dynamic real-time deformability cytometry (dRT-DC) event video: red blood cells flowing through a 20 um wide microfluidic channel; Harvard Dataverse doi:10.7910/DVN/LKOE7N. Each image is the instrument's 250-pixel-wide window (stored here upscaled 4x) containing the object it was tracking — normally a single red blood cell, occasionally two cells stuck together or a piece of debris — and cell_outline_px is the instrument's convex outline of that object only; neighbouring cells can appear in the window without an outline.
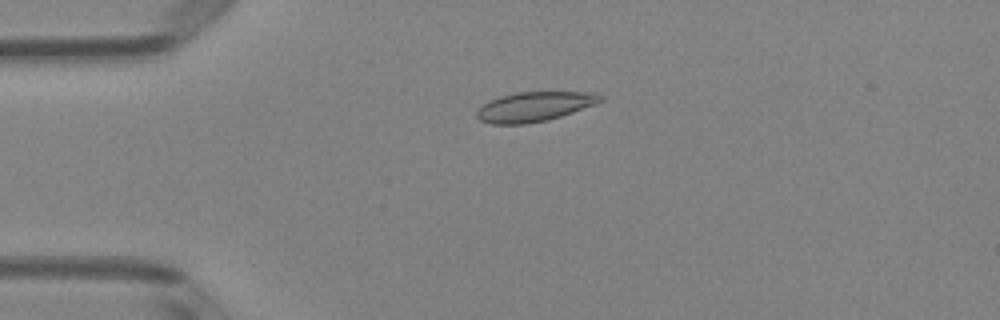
{"species": "Egyptian fruit bat (a non-hibernating species)", "species_latin": "Rousettus aegyptiacus", "temperature_condition": "room temperature", "stored_images_in_passage": 50, "camera_frame_rate_fps": 3000, "um_per_image_px": 0.085, "animal": {"sex": "female"}, "frame": {"image": 1, "passage_image": 12, "time_ms": 3.667, "image_size_px": [1000, 320], "cell_outline_px": [[604, 100], [596, 104], [548, 120], [524, 124], [492, 124], [480, 120], [476, 116], [476, 112], [488, 100], [500, 96], [516, 92], [584, 92], [604, 96]], "centroid_in_image_um": [45.4, 9.06], "position_along_channel_um": 39.6, "area_um2": 21.21}}
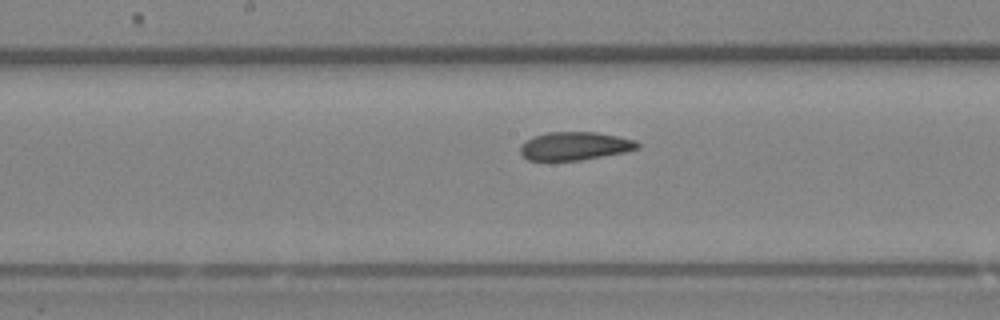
{"frame": {"image": 2, "passage_image": 26, "time_ms": 8.333, "image_size_px": [1000, 320], "cell_outline_px": [[640, 148], [624, 152], [580, 160], [528, 160], [520, 152], [520, 148], [532, 136], [548, 132], [596, 132], [636, 140], [640, 144]], "centroid_in_image_um": [48.88, 12.4], "position_along_channel_um": 199.3, "area_um2": 19.07}}
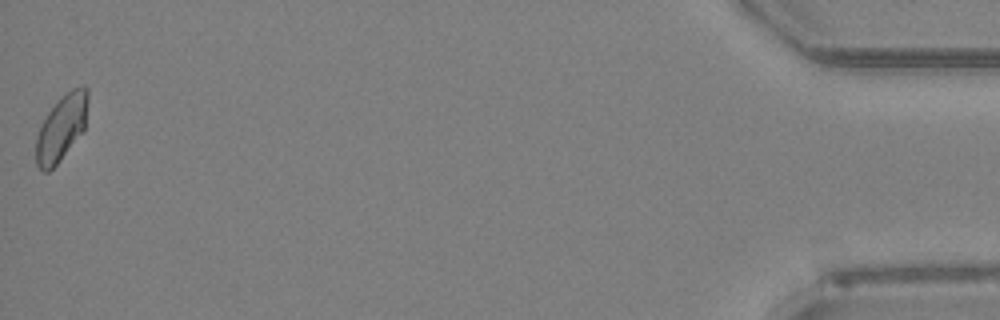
{"frame": {"image": 3, "passage_image": 50, "time_ms": 16.333, "image_size_px": [1000, 320], "cell_outline_px": [[88, 100], [84, 128], [60, 160], [48, 172], [44, 172], [36, 164], [36, 136], [40, 124], [48, 112], [60, 96], [72, 88], [84, 84], [88, 88]], "centroid_in_image_um": [5.21, 10.81], "position_along_channel_um": 430.0, "area_um2": 19.83}, "authors_computed_cell_mechanics": {"area_um2": 20.0855, "velocity_mm_per_s": 4.068, "shape_relaxation_time_tau1_ms": null, "shape_relaxation_time_tau2_ms": 1.9875, "deformation_change_tau1": null, "deformation_change_tau2": 0.0558}}